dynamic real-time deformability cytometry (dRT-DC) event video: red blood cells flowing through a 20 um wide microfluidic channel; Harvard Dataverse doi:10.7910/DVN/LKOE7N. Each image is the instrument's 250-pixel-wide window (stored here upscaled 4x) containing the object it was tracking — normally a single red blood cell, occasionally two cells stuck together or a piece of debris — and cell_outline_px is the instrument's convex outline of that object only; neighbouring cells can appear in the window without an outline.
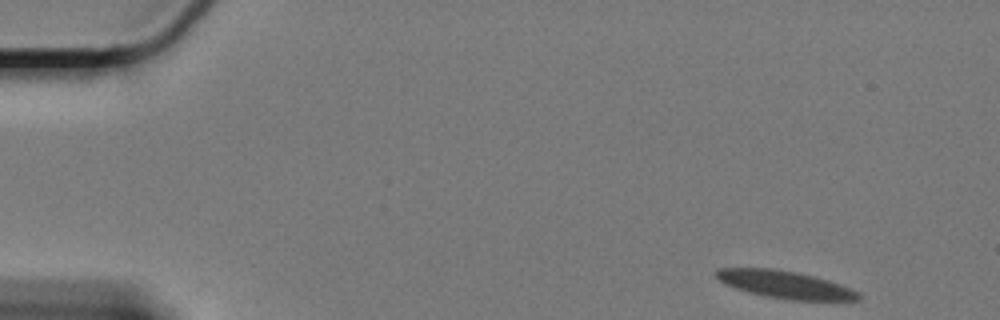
{"species": "Egyptian fruit bat (a non-hibernating species)", "species_latin": "Rousettus aegyptiacus", "temperature_condition": "cold", "stored_images_in_passage": 57, "camera_frame_rate_fps": 3000, "um_per_image_px": 0.085, "animal": {"sex": "female"}, "frame": {"image": 1, "passage_image": 1, "time_ms": 0.0, "image_size_px": [1000, 320], "cell_outline_px": [[860, 300], [792, 300], [764, 296], [748, 292], [724, 284], [716, 276], [716, 268], [776, 268], [816, 276], [852, 288], [860, 292]], "centroid_in_image_um": [66.75, 24.18], "position_along_channel_um": 18.2, "area_um2": 22.89}}
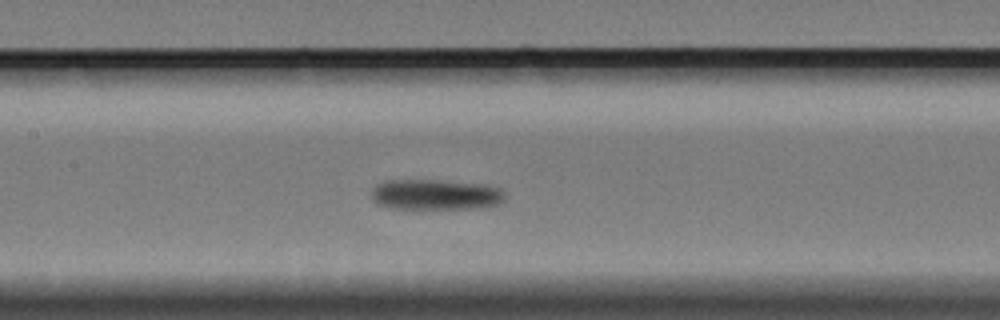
{"frame": {"image": 2, "passage_image": 25, "time_ms": 8.0, "image_size_px": [1000, 320], "cell_outline_px": [[504, 200], [500, 204], [484, 208], [392, 208], [376, 204], [372, 200], [372, 188], [376, 184], [384, 180], [440, 180], [484, 184], [500, 188], [504, 192]], "centroid_in_image_um": [37.02, 16.53], "position_along_channel_um": 170.4, "area_um2": 23.99}}
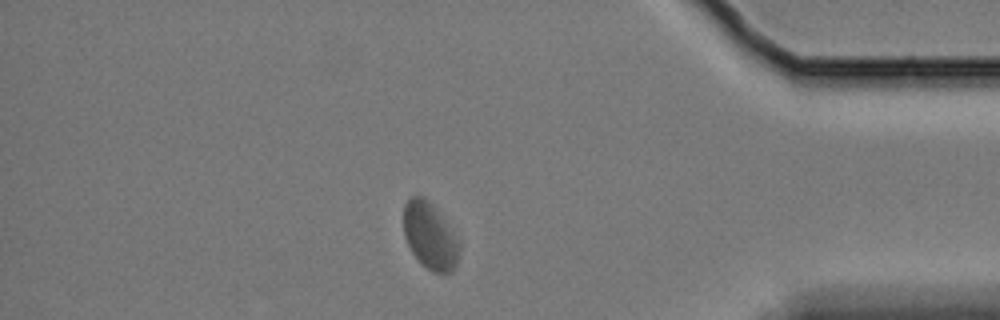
{"frame": {"image": 3, "passage_image": 49, "time_ms": 16.0, "image_size_px": [1000, 320], "cell_outline_px": [[460, 256], [452, 272], [432, 272], [412, 252], [404, 236], [404, 204], [412, 196], [424, 196], [440, 212], [460, 240]], "centroid_in_image_um": [36.59, 20.03], "position_along_channel_um": 398.6, "area_um2": 21.73}, "authors_computed_cell_mechanics": {"area_um2": 23.12, "velocity_mm_per_s": 3.2165, "shape_relaxation_time_tau1_ms": 3.6406, "shape_relaxation_time_tau2_ms": 4.3255, "deformation_change_tau1": 0.1258, "deformation_change_tau2": 0.0655}}